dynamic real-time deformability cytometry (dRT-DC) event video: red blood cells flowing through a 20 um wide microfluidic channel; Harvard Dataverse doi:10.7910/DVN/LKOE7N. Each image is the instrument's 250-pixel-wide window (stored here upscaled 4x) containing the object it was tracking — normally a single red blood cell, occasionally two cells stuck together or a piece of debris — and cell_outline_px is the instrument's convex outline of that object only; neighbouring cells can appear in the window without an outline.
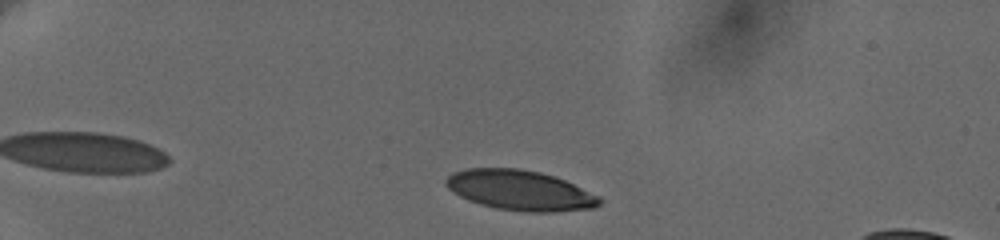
{"species": "human", "species_latin": "Homo sapiens", "temperature_condition": "cold", "stored_images_in_passage": 43, "camera_frame_rate_fps": 3000, "um_per_image_px": 0.085, "donor": {"sex": "female"}, "frame": {"image": 1, "passage_image": 5, "time_ms": 1.333, "image_size_px": [1000, 240], "cell_outline_px": [[604, 200], [596, 208], [552, 212], [528, 212], [496, 208], [480, 204], [468, 200], [452, 192], [444, 184], [444, 180], [452, 172], [464, 168], [520, 168], [540, 172], [564, 180], [600, 196]], "centroid_in_image_um": [44.19, 16.17], "position_along_channel_um": 40.8, "area_um2": 36.13}}
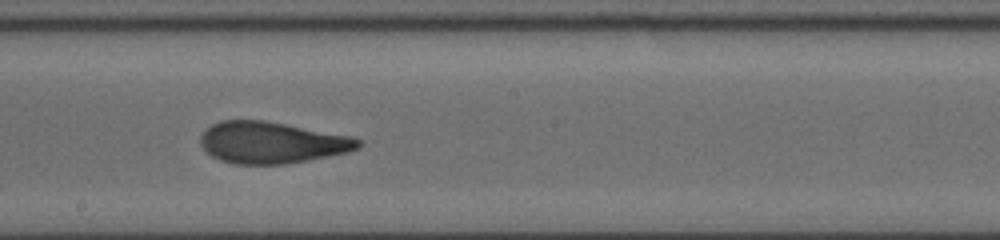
{"frame": {"image": 2, "passage_image": 26, "time_ms": 8.333, "image_size_px": [1000, 240], "cell_outline_px": [[364, 144], [360, 148], [348, 152], [284, 164], [232, 164], [220, 160], [212, 156], [200, 144], [200, 136], [212, 124], [220, 120], [264, 120], [352, 136], [360, 140]], "centroid_in_image_um": [23.11, 12.11], "position_along_channel_um": 225.1, "area_um2": 38.15}}
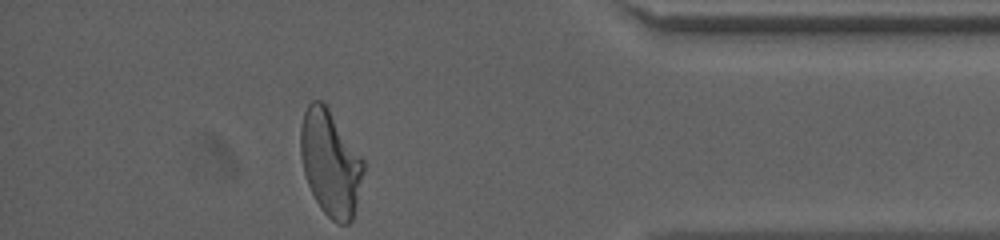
{"frame": {"image": 3, "passage_image": 43, "time_ms": 14.0, "image_size_px": [1000, 240], "cell_outline_px": [[364, 168], [356, 204], [352, 220], [348, 224], [340, 224], [332, 220], [320, 208], [308, 184], [304, 172], [300, 156], [300, 128], [304, 112], [308, 104], [312, 100], [320, 100], [328, 108], [364, 160]], "centroid_in_image_um": [28.06, 13.85], "position_along_channel_um": 407.1, "area_um2": 38.32}, "authors_computed_cell_mechanics": {"area_um2": 37.7434, "velocity_mm_per_s": 3.6355, "shape_relaxation_time_tau1_ms": 5.0719, "shape_relaxation_time_tau2_ms": 1.3809, "deformation_change_tau1": 0.1858, "deformation_change_tau2": 0.0858}}